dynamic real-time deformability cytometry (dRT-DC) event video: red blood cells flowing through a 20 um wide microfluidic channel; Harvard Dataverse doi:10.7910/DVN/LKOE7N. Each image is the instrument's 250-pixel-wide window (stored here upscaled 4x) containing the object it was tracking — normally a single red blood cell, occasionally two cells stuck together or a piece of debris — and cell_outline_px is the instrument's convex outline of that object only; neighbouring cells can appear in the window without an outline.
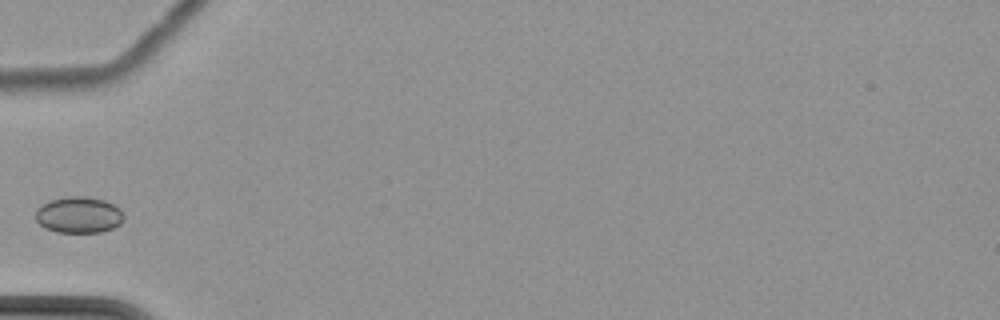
{"species": "common noctule bat (a hibernating species)", "species_latin": "Nyctalus noctula", "temperature_condition": "cold", "stored_images_in_passage": 4, "camera_frame_rate_fps": 3000, "um_per_image_px": 0.085, "animal": {"sex": "female", "body_mass_g": 22.7, "forearm_length_mm": 54.2}, "frame": {"image": 1, "passage_image": 2, "time_ms": 1.333, "image_size_px": [1000, 320], "cell_outline_px": [[124, 220], [120, 224], [112, 228], [100, 232], [56, 232], [44, 228], [36, 220], [36, 208], [40, 204], [48, 200], [68, 196], [84, 196], [104, 200], [120, 208], [124, 216]], "centroid_in_image_um": [6.67, 18.26], "position_along_channel_um": 78.3, "area_um2": 18.84}}
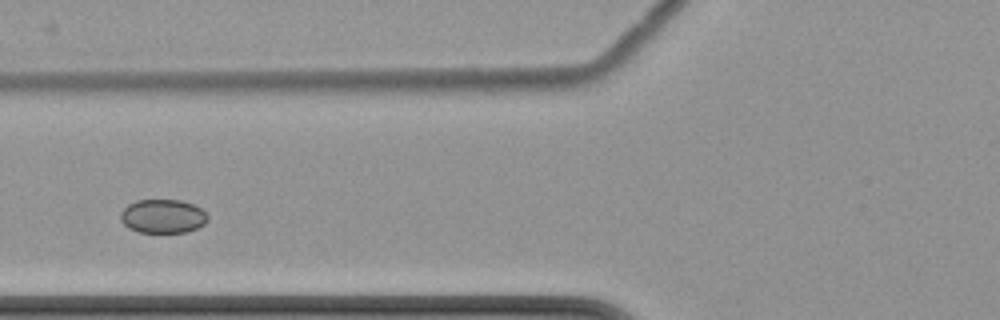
{"frame": {"image": 2, "passage_image": 3, "time_ms": 2.333, "image_size_px": [1000, 320], "cell_outline_px": [[208, 220], [204, 224], [196, 228], [184, 232], [140, 232], [128, 228], [120, 220], [120, 212], [128, 204], [136, 200], [180, 200], [192, 204], [200, 208], [208, 216]], "centroid_in_image_um": [13.81, 18.37], "position_along_channel_um": 112.0, "area_um2": 17.11}}
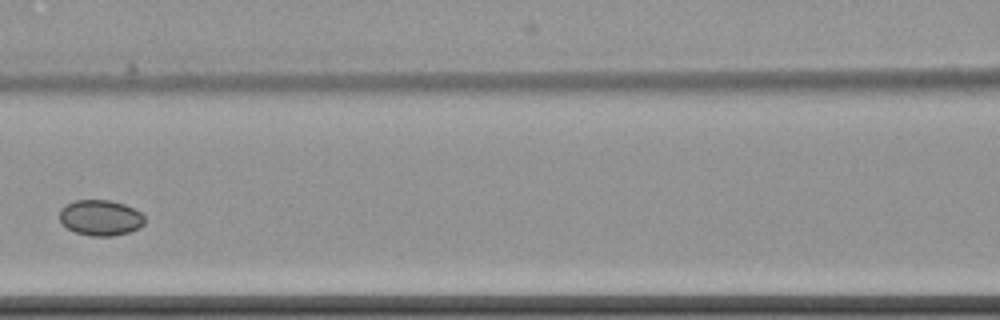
{"frame": {"image": 3, "passage_image": 4, "time_ms": 3.667, "image_size_px": [1000, 320], "cell_outline_px": [[144, 224], [140, 228], [128, 232], [112, 236], [92, 236], [76, 232], [68, 228], [60, 220], [60, 208], [76, 200], [108, 200], [124, 204], [140, 212], [144, 216]], "centroid_in_image_um": [8.56, 18.51], "position_along_channel_um": 158.0, "area_um2": 17.51}}